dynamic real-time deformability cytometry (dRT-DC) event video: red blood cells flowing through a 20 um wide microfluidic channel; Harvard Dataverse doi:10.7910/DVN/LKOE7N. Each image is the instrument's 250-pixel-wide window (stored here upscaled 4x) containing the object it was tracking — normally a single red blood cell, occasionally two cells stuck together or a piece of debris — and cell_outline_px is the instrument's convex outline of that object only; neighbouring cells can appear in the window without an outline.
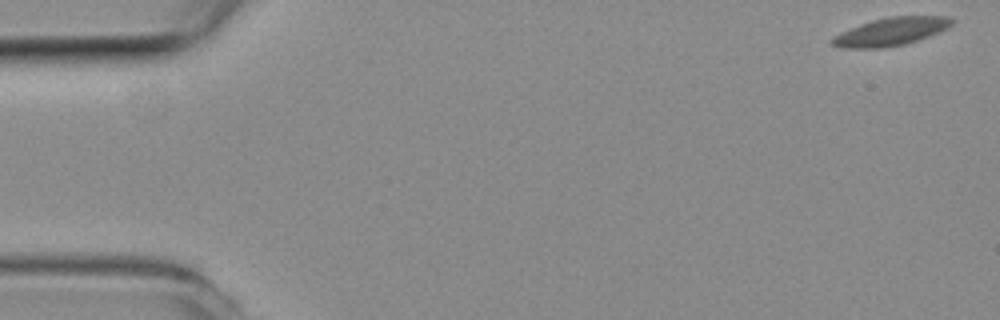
{"species": "common noctule bat (a hibernating species)", "species_latin": "Nyctalus noctula", "temperature_condition": "room temperature", "stored_images_in_passage": 54, "camera_frame_rate_fps": 3000, "um_per_image_px": 0.085, "animal": {"sex": "female", "body_mass_g": 19.3, "forearm_length_mm": 54.1}, "frame": {"image": 1, "passage_image": 1, "time_ms": 0.0, "image_size_px": [1000, 320], "cell_outline_px": [[952, 24], [948, 28], [928, 36], [904, 44], [876, 48], [844, 48], [828, 44], [828, 40], [832, 36], [840, 32], [860, 24], [872, 20], [888, 16], [948, 16], [952, 20]], "centroid_in_image_um": [75.65, 2.68], "position_along_channel_um": 9.4, "area_um2": 19.48}}
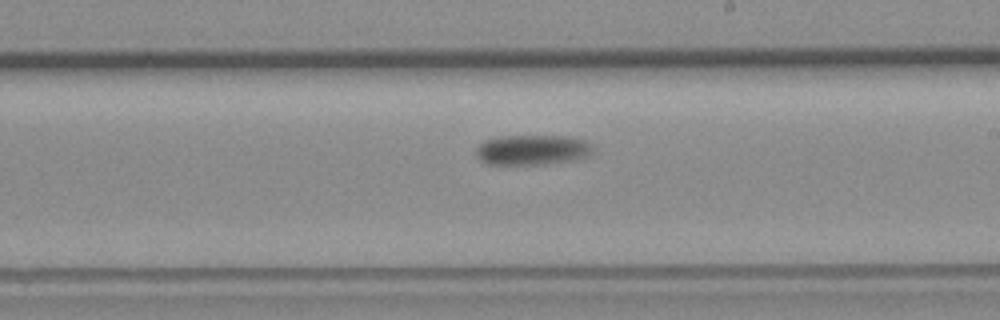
{"frame": {"image": 2, "passage_image": 31, "time_ms": 10.0, "image_size_px": [1000, 320], "cell_outline_px": [[592, 148], [588, 156], [576, 160], [544, 164], [488, 164], [480, 160], [476, 152], [476, 148], [484, 140], [500, 136], [568, 136], [584, 140]], "centroid_in_image_um": [45.22, 12.74], "position_along_channel_um": 243.8, "area_um2": 20.4}}
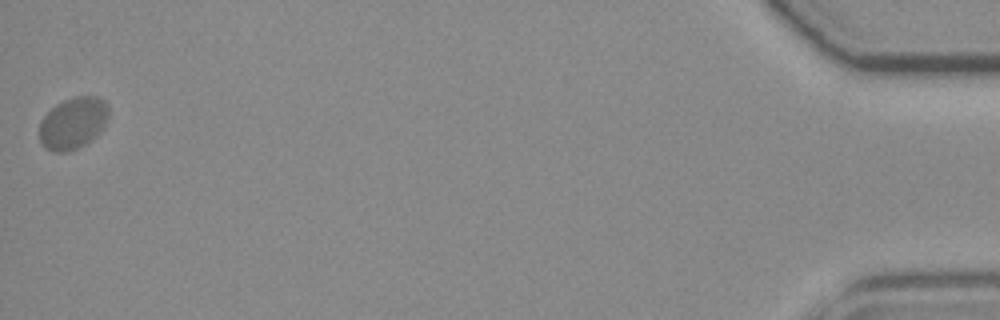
{"frame": {"image": 3, "passage_image": 54, "time_ms": 17.667, "image_size_px": [1000, 320], "cell_outline_px": [[108, 116], [104, 124], [96, 136], [84, 144], [68, 152], [52, 152], [44, 148], [40, 140], [40, 120], [56, 104], [72, 96], [96, 96], [104, 100], [108, 104]], "centroid_in_image_um": [6.19, 10.46], "position_along_channel_um": 429.0, "area_um2": 20.87}, "authors_computed_cell_mechanics": {"area_um2": 20.1144, "velocity_mm_per_s": 3.7683, "shape_relaxation_time_tau1_ms": 3.7605, "shape_relaxation_time_tau2_ms": null, "deformation_change_tau1": 0.0794, "deformation_change_tau2": null}}